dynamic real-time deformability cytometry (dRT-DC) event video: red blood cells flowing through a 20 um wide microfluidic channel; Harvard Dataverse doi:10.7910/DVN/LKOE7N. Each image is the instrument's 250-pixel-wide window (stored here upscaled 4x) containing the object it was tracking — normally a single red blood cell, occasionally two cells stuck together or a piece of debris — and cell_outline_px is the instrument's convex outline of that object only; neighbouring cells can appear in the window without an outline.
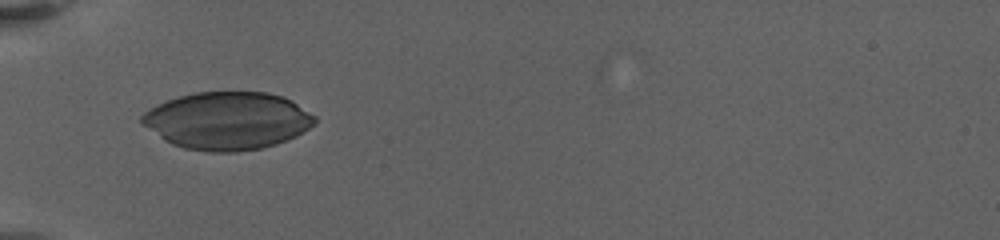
{"species": "human", "species_latin": "Homo sapiens", "temperature_condition": "warm", "stored_images_in_passage": 31, "camera_frame_rate_fps": 3000, "um_per_image_px": 0.085, "donor": {"sex": "female"}, "frame": {"image": 1, "passage_image": 1, "time_ms": 0.0, "image_size_px": [1000, 240], "cell_outline_px": [[316, 120], [308, 128], [296, 136], [288, 140], [276, 144], [260, 148], [236, 152], [208, 152], [184, 148], [172, 144], [164, 140], [144, 124], [140, 120], [140, 116], [144, 112], [156, 104], [180, 96], [196, 92], [268, 92], [284, 96], [292, 100], [316, 116]], "centroid_in_image_um": [19.34, 10.26], "position_along_channel_um": 65.7, "area_um2": 58.03}}
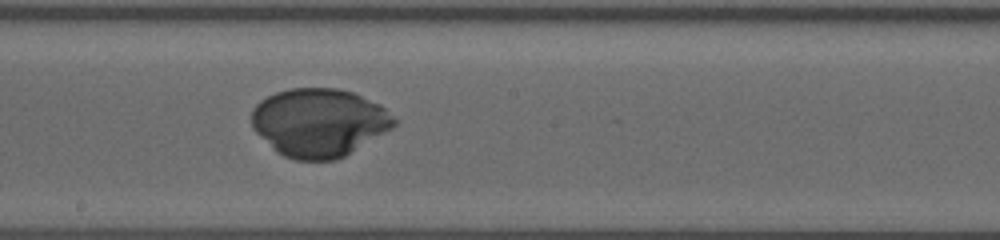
{"frame": {"image": 2, "passage_image": 12, "time_ms": 5.0, "image_size_px": [1000, 240], "cell_outline_px": [[396, 124], [392, 128], [344, 156], [336, 160], [296, 160], [284, 156], [276, 152], [252, 128], [252, 108], [260, 100], [276, 92], [292, 88], [336, 88], [352, 92], [380, 104], [396, 120]], "centroid_in_image_um": [27.09, 10.41], "position_along_channel_um": 221.1, "area_um2": 56.47}}
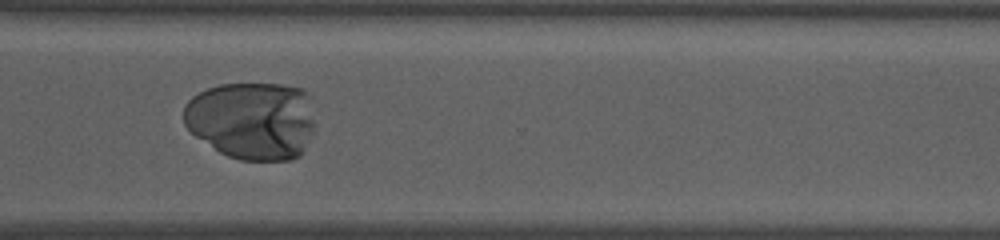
{"frame": {"image": 3, "passage_image": 22, "time_ms": 9.0, "image_size_px": [1000, 240], "cell_outline_px": [[316, 124], [300, 156], [292, 160], [240, 160], [228, 156], [220, 152], [196, 136], [184, 124], [184, 104], [192, 96], [208, 88], [220, 84], [280, 84], [304, 88], [308, 96]], "centroid_in_image_um": [21.44, 10.23], "position_along_channel_um": 349.2, "area_um2": 60.05}}